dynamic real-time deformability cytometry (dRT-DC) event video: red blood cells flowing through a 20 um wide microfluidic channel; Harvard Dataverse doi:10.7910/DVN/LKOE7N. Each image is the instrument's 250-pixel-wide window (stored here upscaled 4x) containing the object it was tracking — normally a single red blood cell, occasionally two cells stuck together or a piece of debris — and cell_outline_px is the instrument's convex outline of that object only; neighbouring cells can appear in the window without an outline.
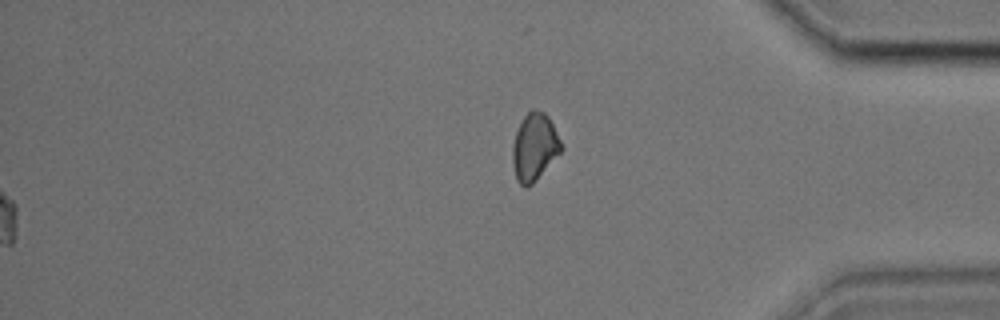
{"species": "common noctule bat (a hibernating species)", "species_latin": "Nyctalus noctula", "temperature_condition": "cold", "stored_images_in_passage": 34, "segment_of_instrument_passage": [2, 2], "camera_frame_rate_fps": 3000, "um_per_image_px": 0.085, "animal": {"sex": "male", "body_mass_g": 17.9, "forearm_length_mm": 54.2}, "frame": {"image": 1, "passage_image": 34, "time_ms": 11.0, "image_size_px": [1000, 320], "cell_outline_px": [[564, 148], [536, 180], [528, 188], [520, 184], [516, 180], [512, 164], [512, 144], [516, 132], [524, 116], [532, 108], [544, 112], [548, 116]], "centroid_in_image_um": [45.41, 12.51], "position_along_channel_um": 389.8, "area_um2": 19.07}}